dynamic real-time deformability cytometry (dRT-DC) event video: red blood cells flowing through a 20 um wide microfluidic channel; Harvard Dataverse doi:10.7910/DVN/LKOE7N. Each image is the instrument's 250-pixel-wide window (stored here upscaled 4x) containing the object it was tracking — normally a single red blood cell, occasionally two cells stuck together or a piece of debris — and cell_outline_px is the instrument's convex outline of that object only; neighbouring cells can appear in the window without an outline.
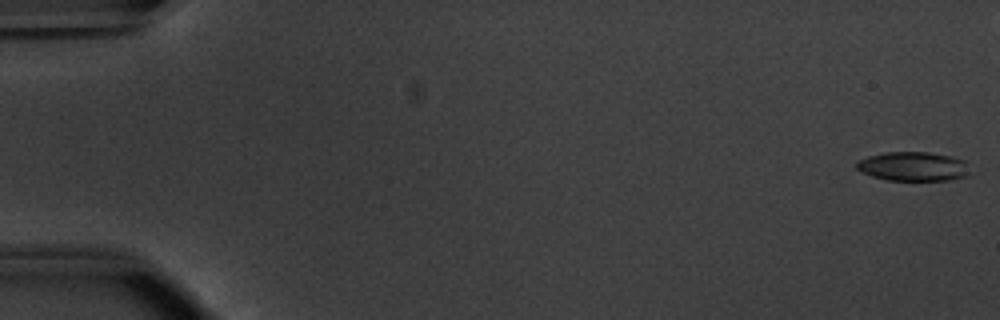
{"species": "common noctule bat (a hibernating species)", "species_latin": "Nyctalus noctula", "temperature_condition": "warm", "stored_images_in_passage": 55, "camera_frame_rate_fps": 3000, "um_per_image_px": 0.085, "animal": {"sex": "male", "body_mass_g": 20.1, "forearm_length_mm": 53.5}, "frame": {"image": 1, "passage_image": 1, "time_ms": 0.0, "image_size_px": [1000, 320], "cell_outline_px": [[968, 176], [952, 180], [888, 180], [872, 176], [860, 172], [856, 168], [856, 164], [860, 160], [868, 156], [884, 152], [928, 152], [952, 156], [964, 160], [968, 172]], "centroid_in_image_um": [77.61, 14.14], "position_along_channel_um": 7.4, "area_um2": 19.25}}
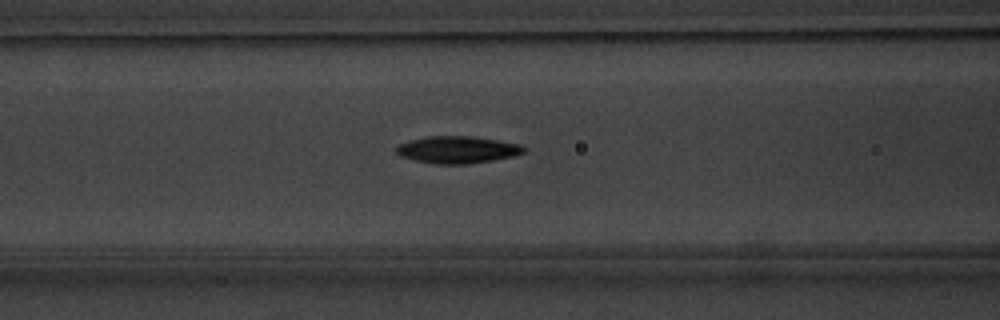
{"frame": {"image": 2, "passage_image": 23, "time_ms": 7.333, "image_size_px": [1000, 320], "cell_outline_px": [[528, 148], [524, 152], [516, 156], [468, 164], [436, 164], [412, 160], [400, 156], [392, 148], [408, 140], [428, 136], [476, 136], [520, 144]], "centroid_in_image_um": [38.87, 12.72], "position_along_channel_um": 127.7, "area_um2": 20.52}}
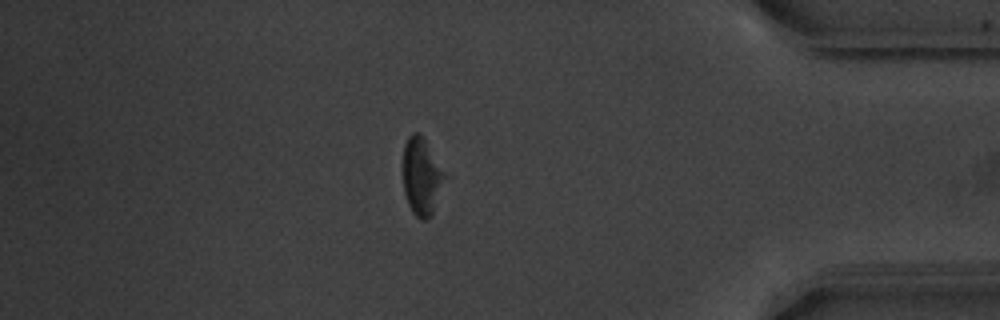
{"frame": {"image": 3, "passage_image": 47, "time_ms": 15.333, "image_size_px": [1000, 320], "cell_outline_px": [[440, 180], [432, 212], [424, 220], [416, 216], [412, 212], [408, 204], [404, 192], [404, 144], [408, 136], [412, 132], [420, 132], [440, 172]], "centroid_in_image_um": [35.7, 14.97], "position_along_channel_um": 399.5, "area_um2": 16.82}, "authors_computed_cell_mechanics": {"area_um2": 19.941, "velocity_mm_per_s": 3.7842, "shape_relaxation_time_tau1_ms": 1.7367, "shape_relaxation_time_tau2_ms": 10.743, "deformation_change_tau1": 0.1215, "deformation_change_tau2": 0.2749}}